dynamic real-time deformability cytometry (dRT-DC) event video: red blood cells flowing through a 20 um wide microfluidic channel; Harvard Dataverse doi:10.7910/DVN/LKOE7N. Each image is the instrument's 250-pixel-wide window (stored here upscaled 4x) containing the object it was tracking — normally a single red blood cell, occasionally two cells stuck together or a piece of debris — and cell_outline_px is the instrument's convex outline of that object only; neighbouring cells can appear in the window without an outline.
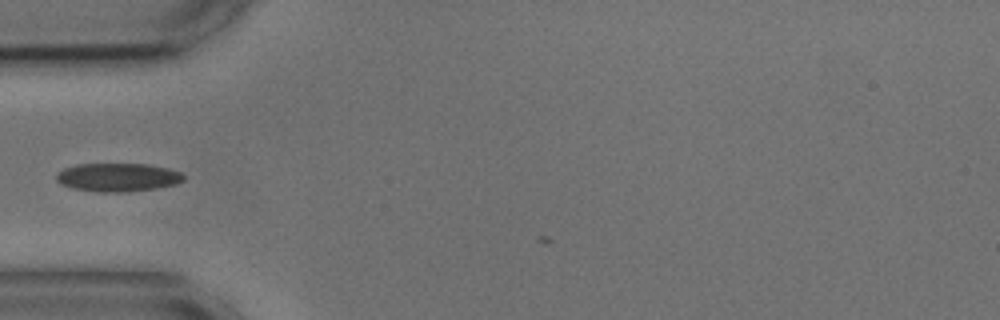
{"species": "common noctule bat (a hibernating species)", "species_latin": "Nyctalus noctula", "temperature_condition": "cold", "stored_images_in_passage": 4, "camera_frame_rate_fps": 3000, "um_per_image_px": 0.085, "animal": {"sex": "male", "body_mass_g": 17.9, "forearm_length_mm": 54.2}, "frame": {"image": 1, "passage_image": 2, "time_ms": 0.333, "image_size_px": [1000, 320], "cell_outline_px": [[184, 180], [176, 184], [152, 188], [124, 192], [100, 192], [72, 188], [60, 184], [56, 180], [56, 172], [64, 168], [76, 164], [148, 164], [168, 168], [180, 172], [184, 176]], "centroid_in_image_um": [9.97, 15.06], "position_along_channel_um": 75.0, "area_um2": 21.04}}